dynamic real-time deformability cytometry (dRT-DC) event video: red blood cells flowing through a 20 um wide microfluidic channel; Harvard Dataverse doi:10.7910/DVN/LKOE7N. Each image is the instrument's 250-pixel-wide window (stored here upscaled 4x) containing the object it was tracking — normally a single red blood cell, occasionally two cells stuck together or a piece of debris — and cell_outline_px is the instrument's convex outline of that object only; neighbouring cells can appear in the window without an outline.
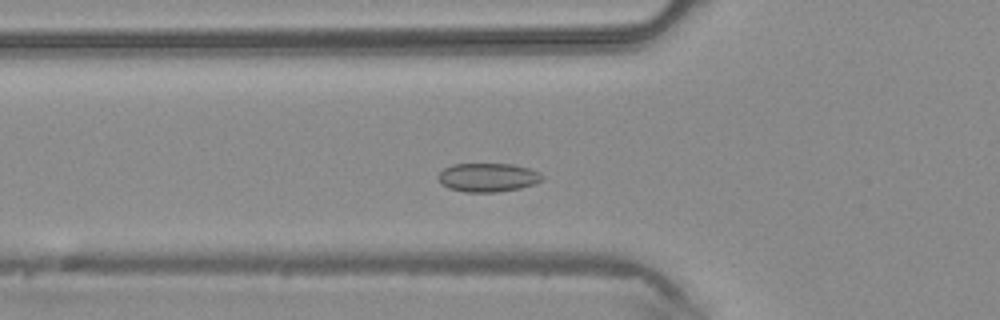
{"species": "common noctule bat (a hibernating species)", "species_latin": "Nyctalus noctula", "temperature_condition": "warm", "stored_images_in_passage": 40, "camera_frame_rate_fps": 3000, "um_per_image_px": 0.085, "animal": {"sex": "male", "body_mass_g": 20.4}, "frame": {"image": 1, "passage_image": 12, "time_ms": 3.667, "image_size_px": [1000, 320], "cell_outline_px": [[544, 180], [520, 188], [496, 192], [464, 192], [448, 188], [440, 184], [436, 176], [444, 168], [452, 164], [512, 164], [528, 168], [540, 172], [544, 176]], "centroid_in_image_um": [41.44, 15.08], "position_along_channel_um": 84.4, "area_um2": 17.57}}
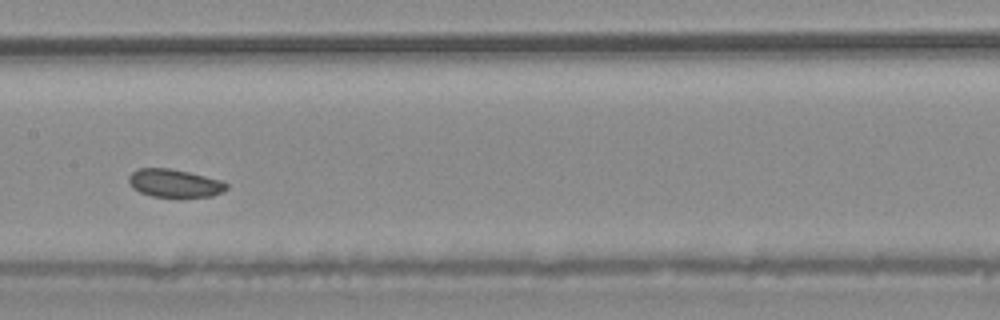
{"frame": {"image": 2, "passage_image": 19, "time_ms": 6.0, "image_size_px": [1000, 320], "cell_outline_px": [[228, 188], [212, 196], [180, 200], [152, 196], [140, 192], [132, 188], [128, 180], [128, 176], [136, 168], [168, 168], [188, 172], [220, 180], [228, 184]], "centroid_in_image_um": [14.82, 15.62], "position_along_channel_um": 192.6, "area_um2": 16.59}}
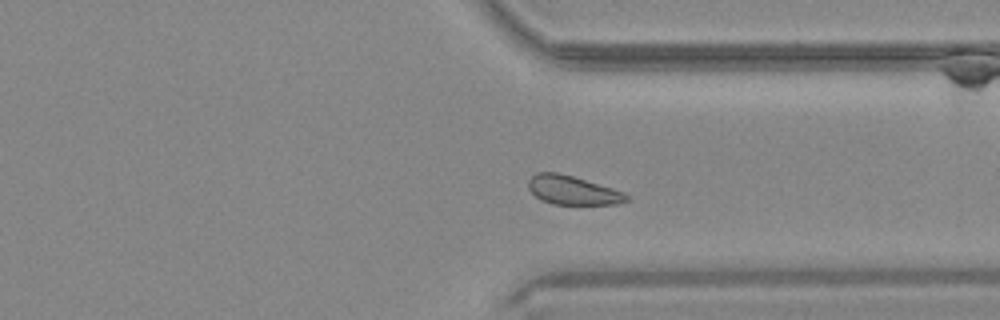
{"frame": {"image": 3, "passage_image": 30, "time_ms": 9.667, "image_size_px": [1000, 320], "cell_outline_px": [[628, 200], [616, 204], [552, 204], [540, 200], [528, 188], [528, 180], [536, 172], [556, 172], [572, 176], [612, 188], [624, 192], [628, 196]], "centroid_in_image_um": [48.64, 16.17], "position_along_channel_um": 362.8, "area_um2": 16.36}}